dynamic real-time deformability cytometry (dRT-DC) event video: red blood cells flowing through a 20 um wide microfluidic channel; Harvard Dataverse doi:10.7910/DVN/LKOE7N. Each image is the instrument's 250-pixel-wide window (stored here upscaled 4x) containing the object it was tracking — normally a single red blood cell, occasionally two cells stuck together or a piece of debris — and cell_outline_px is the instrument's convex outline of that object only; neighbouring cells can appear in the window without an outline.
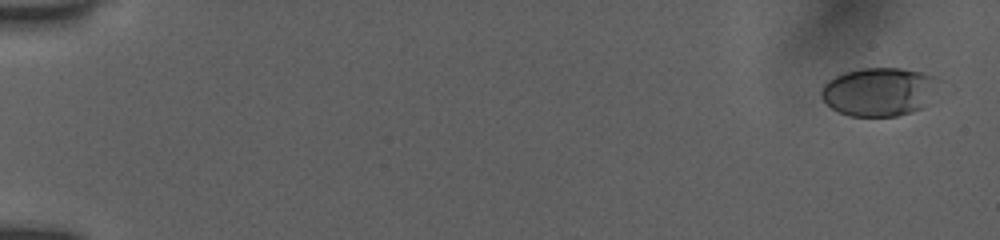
{"species": "human", "species_latin": "Homo sapiens", "temperature_condition": "room temperature", "stored_images_in_passage": 38, "camera_frame_rate_fps": 3000, "um_per_image_px": 0.085, "donor": {"sex": "female"}, "frame": {"image": 1, "passage_image": 1, "time_ms": 0.0, "image_size_px": [1000, 240], "cell_outline_px": [[948, 80], [928, 104], [924, 108], [912, 112], [896, 116], [848, 116], [832, 108], [820, 96], [820, 92], [824, 84], [828, 80], [844, 72], [860, 68], [900, 68], [920, 72], [936, 76]], "centroid_in_image_um": [74.86, 7.79], "position_along_channel_um": 10.1, "area_um2": 34.22}}
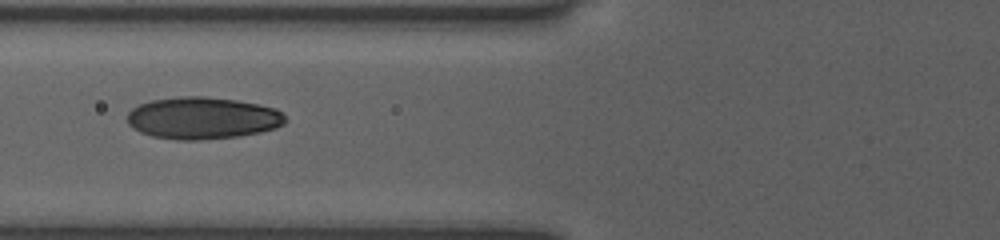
{"frame": {"image": 2, "passage_image": 16, "time_ms": 5.0, "image_size_px": [1000, 240], "cell_outline_px": [[288, 120], [284, 124], [276, 128], [260, 132], [240, 136], [200, 140], [176, 140], [152, 136], [140, 132], [128, 124], [128, 112], [132, 108], [140, 104], [152, 100], [184, 96], [204, 96], [236, 100], [260, 104], [276, 108], [284, 112]], "centroid_in_image_um": [17.27, 10.04], "position_along_channel_um": 108.5, "area_um2": 39.02}}
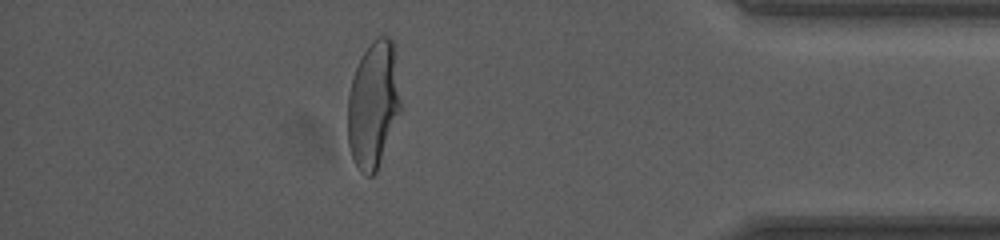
{"frame": {"image": 3, "passage_image": 33, "time_ms": 10.667, "image_size_px": [1000, 240], "cell_outline_px": [[400, 112], [376, 172], [372, 176], [368, 176], [360, 172], [352, 156], [348, 144], [348, 92], [352, 76], [364, 52], [372, 40], [380, 36], [388, 36], [396, 44], [400, 100]], "centroid_in_image_um": [31.74, 8.84], "position_along_channel_um": 403.5, "area_um2": 39.3}}